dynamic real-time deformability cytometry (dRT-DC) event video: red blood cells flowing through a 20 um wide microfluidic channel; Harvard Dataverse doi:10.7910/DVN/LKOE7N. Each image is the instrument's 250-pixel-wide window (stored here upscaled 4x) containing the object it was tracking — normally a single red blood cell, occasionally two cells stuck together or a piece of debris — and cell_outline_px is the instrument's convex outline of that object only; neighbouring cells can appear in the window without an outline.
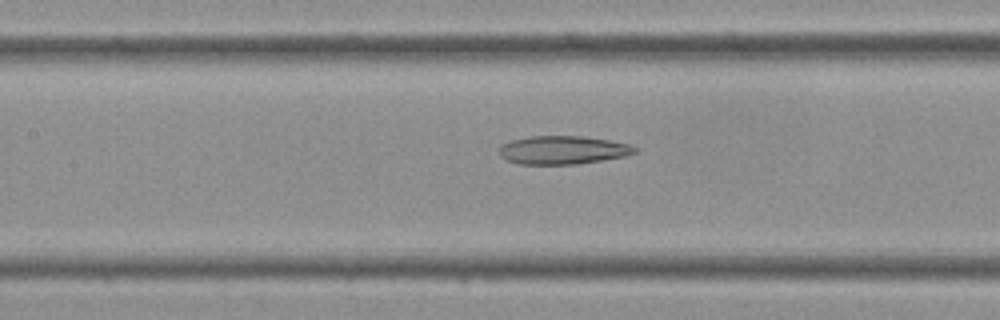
{"species": "Egyptian fruit bat (a non-hibernating species)", "species_latin": "Rousettus aegyptiacus", "temperature_condition": "cold", "stored_images_in_passage": 16, "camera_frame_rate_fps": 3000, "um_per_image_px": 0.085, "frame": {"image": 1, "passage_image": 14, "time_ms": 4.333, "image_size_px": [1000, 320], "cell_outline_px": [[636, 152], [628, 156], [576, 164], [520, 164], [508, 160], [500, 156], [500, 144], [512, 140], [532, 136], [584, 136], [632, 144], [636, 148]], "centroid_in_image_um": [47.87, 12.75], "position_along_channel_um": 159.5, "area_um2": 22.43}}